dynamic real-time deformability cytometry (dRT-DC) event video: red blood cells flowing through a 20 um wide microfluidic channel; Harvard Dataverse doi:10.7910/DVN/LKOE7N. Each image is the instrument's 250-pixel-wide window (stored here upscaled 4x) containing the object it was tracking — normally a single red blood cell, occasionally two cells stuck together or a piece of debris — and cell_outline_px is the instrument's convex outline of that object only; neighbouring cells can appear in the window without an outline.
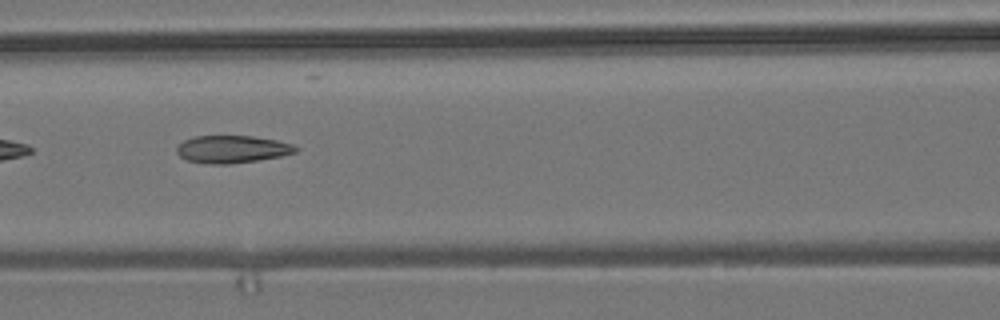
{"species": "common noctule bat (a hibernating species)", "species_latin": "Nyctalus noctula", "temperature_condition": "room temperature", "stored_images_in_passage": 9, "camera_frame_rate_fps": 3000, "um_per_image_px": 0.085, "animal": {"sex": "male", "body_mass_g": 19.2, "forearm_length_mm": 51.8}, "frame": {"image": 1, "passage_image": 7, "time_ms": 7.0, "image_size_px": [1000, 320], "cell_outline_px": [[300, 148], [296, 152], [280, 156], [232, 164], [212, 164], [188, 160], [180, 156], [176, 152], [176, 148], [184, 140], [192, 136], [252, 136], [276, 140], [292, 144]], "centroid_in_image_um": [19.73, 12.68], "position_along_channel_um": 146.9, "area_um2": 18.96}}
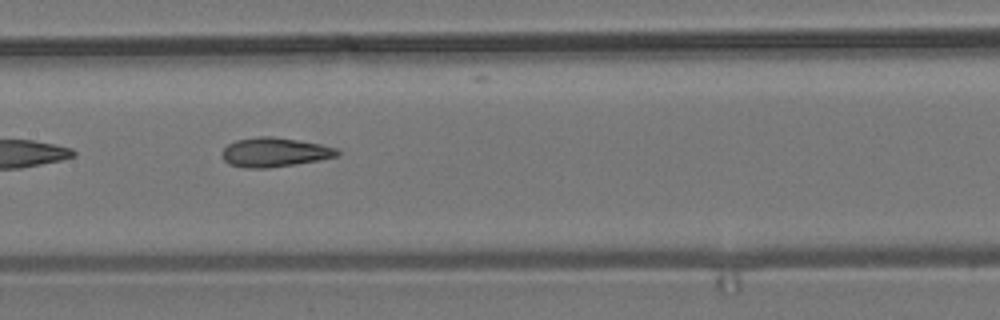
{"frame": {"image": 2, "passage_image": 8, "time_ms": 8.0, "image_size_px": [1000, 320], "cell_outline_px": [[340, 152], [336, 156], [320, 160], [268, 168], [244, 168], [228, 164], [220, 156], [220, 152], [228, 144], [236, 140], [256, 136], [272, 136], [320, 144], [336, 148]], "centroid_in_image_um": [23.27, 12.94], "position_along_channel_um": 184.1, "area_um2": 19.71}}
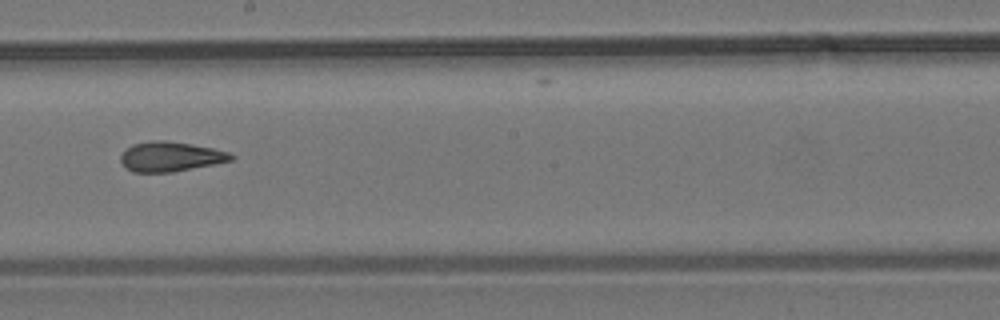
{"frame": {"image": 3, "passage_image": 9, "time_ms": 9.333, "image_size_px": [1000, 320], "cell_outline_px": [[236, 156], [232, 160], [216, 164], [172, 172], [132, 172], [124, 168], [120, 160], [120, 156], [132, 144], [156, 140], [164, 140], [192, 144], [212, 148], [228, 152]], "centroid_in_image_um": [14.49, 13.32], "position_along_channel_um": 233.7, "area_um2": 19.19}}